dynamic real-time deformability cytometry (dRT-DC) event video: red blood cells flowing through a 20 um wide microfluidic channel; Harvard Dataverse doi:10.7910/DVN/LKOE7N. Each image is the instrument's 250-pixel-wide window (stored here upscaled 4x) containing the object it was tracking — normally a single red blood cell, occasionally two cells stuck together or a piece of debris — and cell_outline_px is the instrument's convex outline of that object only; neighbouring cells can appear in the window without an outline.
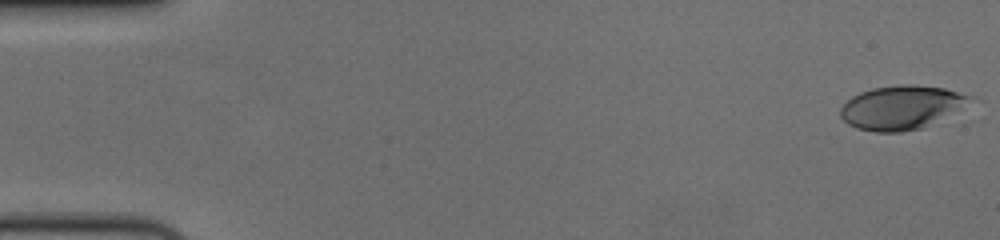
{"species": "human", "species_latin": "Homo sapiens", "temperature_condition": "cold", "stored_images_in_passage": 57, "camera_frame_rate_fps": 3000, "um_per_image_px": 0.085, "donor": {"sex": "female"}, "frame": {"image": 1, "passage_image": 1, "time_ms": 0.0, "image_size_px": [1000, 240], "cell_outline_px": [[980, 100], [976, 120], [964, 124], [900, 132], [876, 132], [856, 128], [848, 124], [840, 116], [840, 108], [852, 96], [860, 92], [872, 88], [900, 84], [912, 84], [944, 88], [976, 96]], "centroid_in_image_um": [77.25, 9.22], "position_along_channel_um": 7.8, "area_um2": 38.09}}
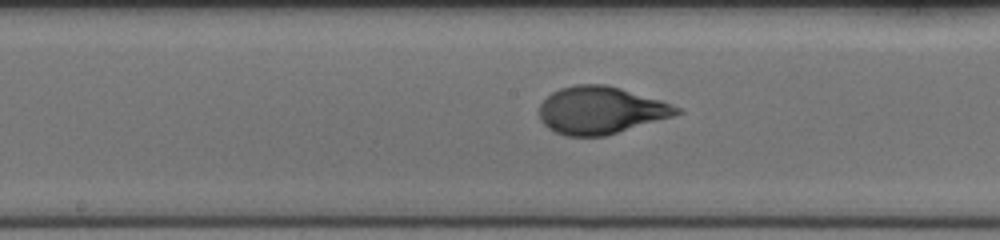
{"frame": {"image": 2, "passage_image": 30, "time_ms": 9.667, "image_size_px": [1000, 240], "cell_outline_px": [[684, 112], [672, 116], [604, 136], [568, 136], [556, 132], [548, 128], [540, 120], [540, 104], [552, 92], [560, 88], [576, 84], [604, 84], [620, 88], [660, 100], [680, 108]], "centroid_in_image_um": [51.03, 9.37], "position_along_channel_um": 197.2, "area_um2": 37.51}}
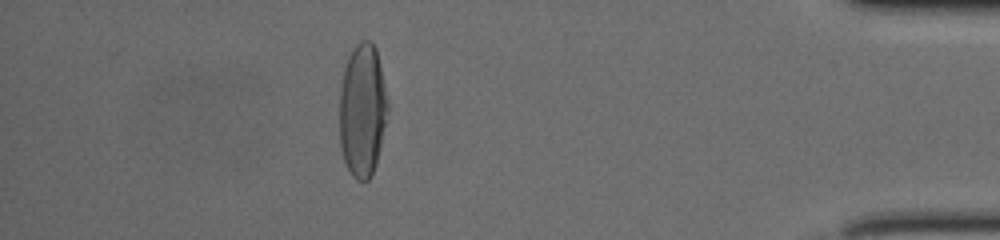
{"frame": {"image": 3, "passage_image": 51, "time_ms": 16.667, "image_size_px": [1000, 240], "cell_outline_px": [[388, 108], [380, 144], [376, 160], [372, 172], [368, 180], [356, 180], [352, 176], [344, 160], [340, 148], [340, 84], [344, 68], [348, 56], [352, 48], [360, 40], [368, 40], [376, 48], [380, 64], [388, 104]], "centroid_in_image_um": [30.78, 9.33], "position_along_channel_um": 404.4, "area_um2": 37.11}, "authors_computed_cell_mechanics": {"area_um2": 36.8764, "velocity_mm_per_s": 3.6237, "shape_relaxation_time_tau1_ms": 3.6654, "shape_relaxation_time_tau2_ms": null, "deformation_change_tau1": 0.2207, "deformation_change_tau2": null}}